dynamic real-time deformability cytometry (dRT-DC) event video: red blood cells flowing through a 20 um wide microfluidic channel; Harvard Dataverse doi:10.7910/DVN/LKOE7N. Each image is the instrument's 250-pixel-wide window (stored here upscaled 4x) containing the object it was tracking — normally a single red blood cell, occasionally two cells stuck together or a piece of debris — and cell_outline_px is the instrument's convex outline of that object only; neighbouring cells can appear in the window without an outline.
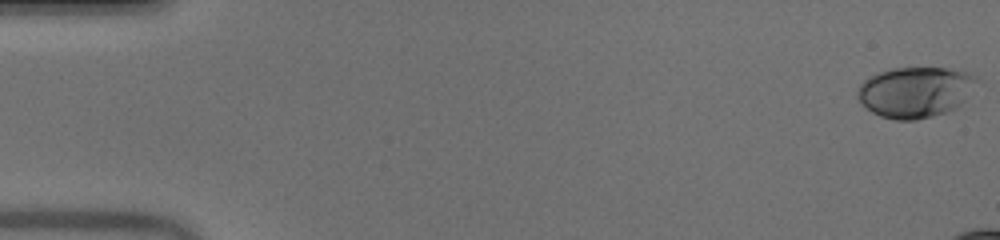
{"species": "human", "species_latin": "Homo sapiens", "temperature_condition": "warm", "stored_images_in_passage": 17, "camera_frame_rate_fps": 3000, "um_per_image_px": 0.085, "donor": {"sex": "male"}, "frame": {"image": 1, "passage_image": 1, "time_ms": 0.0, "image_size_px": [1000, 240], "cell_outline_px": [[980, 80], [964, 100], [956, 108], [948, 112], [916, 120], [896, 120], [880, 116], [872, 112], [856, 96], [856, 92], [860, 84], [868, 76], [892, 68], [948, 68], [968, 72], [976, 76]], "centroid_in_image_um": [77.81, 7.82], "position_along_channel_um": 7.2, "area_um2": 35.37}}
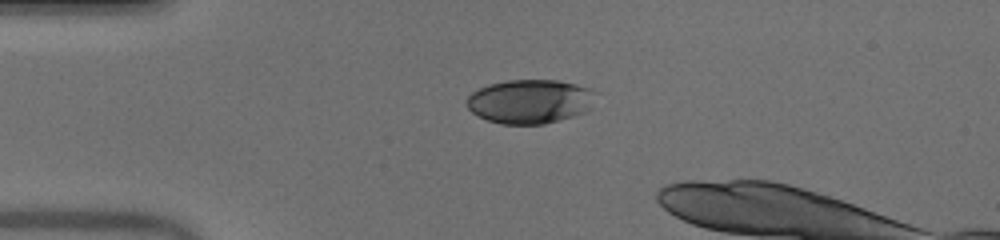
{"frame": {"image": 2, "passage_image": 13, "time_ms": 4.0, "image_size_px": [1000, 240], "cell_outline_px": [[592, 92], [588, 108], [584, 112], [572, 116], [544, 124], [500, 124], [488, 120], [472, 112], [468, 108], [468, 96], [472, 92], [488, 84], [508, 80], [556, 80], [576, 84], [588, 88]], "centroid_in_image_um": [44.97, 8.62], "position_along_channel_um": 40.0, "area_um2": 32.43}}